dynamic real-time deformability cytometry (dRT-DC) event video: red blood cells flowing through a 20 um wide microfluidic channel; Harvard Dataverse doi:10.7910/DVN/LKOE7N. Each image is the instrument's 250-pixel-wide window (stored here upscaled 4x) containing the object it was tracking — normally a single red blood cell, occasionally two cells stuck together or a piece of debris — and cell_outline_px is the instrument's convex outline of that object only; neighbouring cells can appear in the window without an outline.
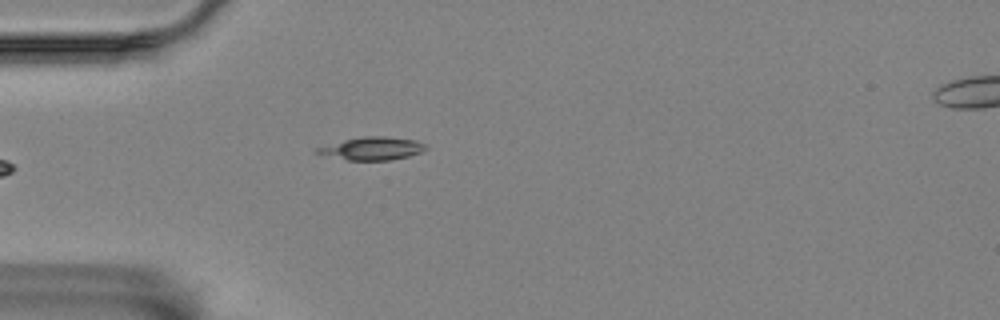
{"species": "Egyptian fruit bat (a non-hibernating species)", "species_latin": "Rousettus aegyptiacus", "temperature_condition": "room temperature", "stored_images_in_passage": 3, "camera_frame_rate_fps": 3000, "um_per_image_px": 0.085, "animal": {"sex": "female"}, "frame": {"image": 1, "passage_image": 3, "time_ms": 2.333, "image_size_px": [1000, 320], "cell_outline_px": [[428, 148], [420, 152], [408, 156], [388, 160], [348, 160], [312, 152], [316, 148], [344, 140], [364, 136], [384, 136], [416, 140], [424, 144]], "centroid_in_image_um": [31.63, 12.62], "position_along_channel_um": 53.4, "area_um2": 14.28}}